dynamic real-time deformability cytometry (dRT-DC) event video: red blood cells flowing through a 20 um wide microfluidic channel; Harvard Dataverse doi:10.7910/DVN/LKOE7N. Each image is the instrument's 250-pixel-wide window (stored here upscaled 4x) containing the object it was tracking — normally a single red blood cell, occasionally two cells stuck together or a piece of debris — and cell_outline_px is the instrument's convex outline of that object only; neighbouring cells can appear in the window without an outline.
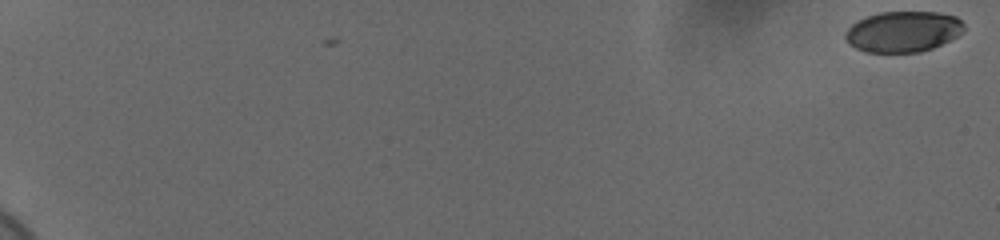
{"species": "human", "species_latin": "Homo sapiens", "temperature_condition": "cold", "stored_images_in_passage": 60, "camera_frame_rate_fps": 3000, "um_per_image_px": 0.085, "donor": {"sex": "female"}, "frame": {"image": 1, "passage_image": 1, "time_ms": 0.0, "image_size_px": [1000, 240], "cell_outline_px": [[964, 32], [932, 48], [920, 52], [864, 52], [848, 44], [844, 36], [844, 32], [856, 20], [880, 12], [936, 12], [956, 16], [964, 24]], "centroid_in_image_um": [76.73, 2.68], "position_along_channel_um": 8.3, "area_um2": 28.26}}
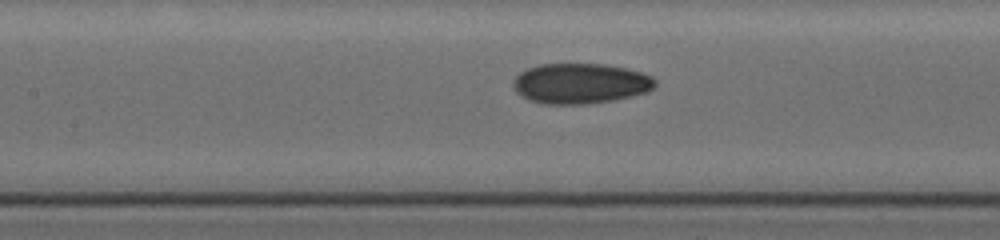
{"frame": {"image": 2, "passage_image": 32, "time_ms": 10.333, "image_size_px": [1000, 240], "cell_outline_px": [[656, 84], [648, 92], [632, 96], [612, 100], [584, 104], [544, 104], [528, 100], [516, 92], [512, 84], [512, 80], [520, 72], [528, 68], [540, 64], [604, 64], [624, 68], [640, 72], [652, 76], [656, 80]], "centroid_in_image_um": [49.31, 7.1], "position_along_channel_um": 158.1, "area_um2": 33.41}}
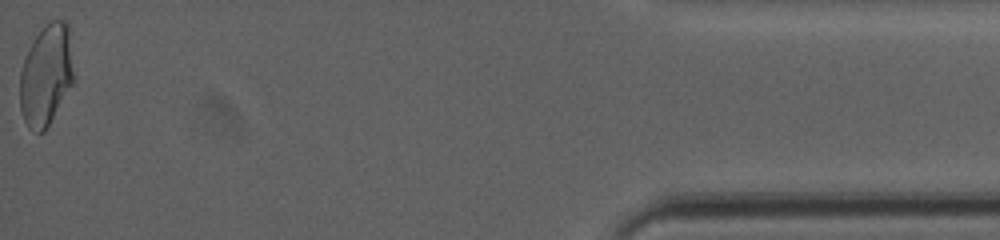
{"frame": {"image": 3, "passage_image": 60, "time_ms": 19.667, "image_size_px": [1000, 240], "cell_outline_px": [[72, 84], [44, 132], [36, 132], [28, 128], [24, 120], [20, 108], [20, 72], [28, 48], [36, 36], [52, 20], [64, 20], [68, 24], [72, 72]], "centroid_in_image_um": [3.89, 6.41], "position_along_channel_um": 431.3, "area_um2": 30.98}, "authors_computed_cell_mechanics": {"area_um2": 31.501, "velocity_mm_per_s": 3.6792, "shape_relaxation_time_tau1_ms": null, "shape_relaxation_time_tau2_ms": 1.3716, "deformation_change_tau1": null, "deformation_change_tau2": 0.0555}}